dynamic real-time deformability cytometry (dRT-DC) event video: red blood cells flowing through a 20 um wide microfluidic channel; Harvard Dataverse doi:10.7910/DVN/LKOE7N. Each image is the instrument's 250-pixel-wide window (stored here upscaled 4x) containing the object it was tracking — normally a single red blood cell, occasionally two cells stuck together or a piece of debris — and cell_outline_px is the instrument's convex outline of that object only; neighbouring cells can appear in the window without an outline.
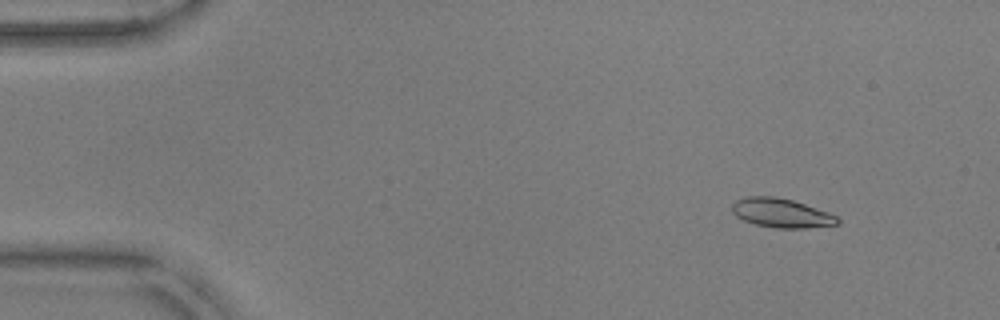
{"species": "common noctule bat (a hibernating species)", "species_latin": "Nyctalus noctula", "temperature_condition": "warm", "stored_images_in_passage": 53, "camera_frame_rate_fps": 3000, "um_per_image_px": 0.085, "animal": {"sex": "male", "body_mass_g": 17.9, "forearm_length_mm": 54.2}, "frame": {"image": 1, "passage_image": 6, "time_ms": 1.667, "image_size_px": [1000, 320], "cell_outline_px": [[840, 224], [808, 228], [776, 228], [756, 224], [744, 220], [736, 216], [732, 212], [732, 204], [736, 200], [748, 196], [776, 196], [792, 200], [828, 212], [836, 216], [840, 220]], "centroid_in_image_um": [66.42, 18.11], "position_along_channel_um": 18.6, "area_um2": 17.86}}
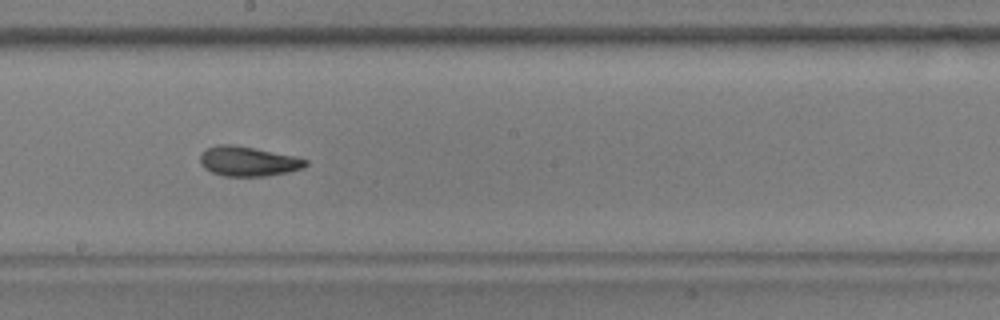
{"frame": {"image": 2, "passage_image": 30, "time_ms": 9.667, "image_size_px": [1000, 320], "cell_outline_px": [[308, 164], [304, 168], [288, 172], [264, 176], [224, 176], [212, 172], [204, 168], [200, 164], [200, 152], [216, 144], [232, 144], [296, 156], [308, 160]], "centroid_in_image_um": [21.08, 13.71], "position_along_channel_um": 227.1, "area_um2": 18.38}}
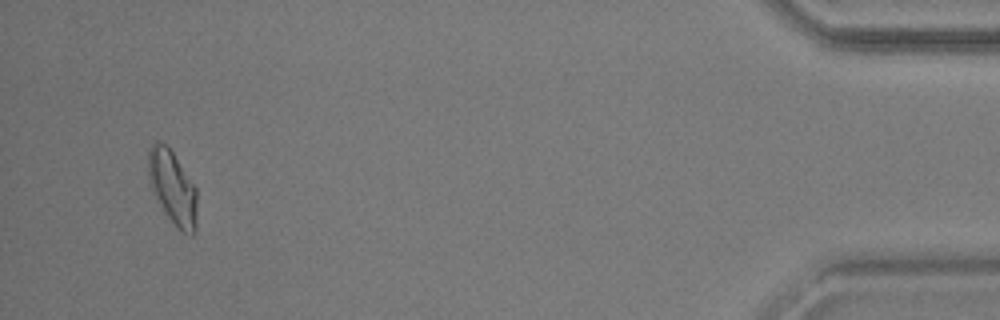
{"frame": {"image": 3, "passage_image": 51, "time_ms": 16.667, "image_size_px": [1000, 320], "cell_outline_px": [[196, 232], [192, 236], [188, 236], [180, 232], [176, 228], [168, 216], [156, 196], [148, 180], [148, 148], [156, 140], [164, 144], [172, 152], [196, 188]], "centroid_in_image_um": [14.68, 15.98], "position_along_channel_um": 420.5, "area_um2": 20.75}, "authors_computed_cell_mechanics": {"area_um2": 18.3804, "velocity_mm_per_s": 3.8122, "shape_relaxation_time_tau1_ms": 6.167, "shape_relaxation_time_tau2_ms": 2.1445, "deformation_change_tau1": 0.1805, "deformation_change_tau2": 0.0917}}